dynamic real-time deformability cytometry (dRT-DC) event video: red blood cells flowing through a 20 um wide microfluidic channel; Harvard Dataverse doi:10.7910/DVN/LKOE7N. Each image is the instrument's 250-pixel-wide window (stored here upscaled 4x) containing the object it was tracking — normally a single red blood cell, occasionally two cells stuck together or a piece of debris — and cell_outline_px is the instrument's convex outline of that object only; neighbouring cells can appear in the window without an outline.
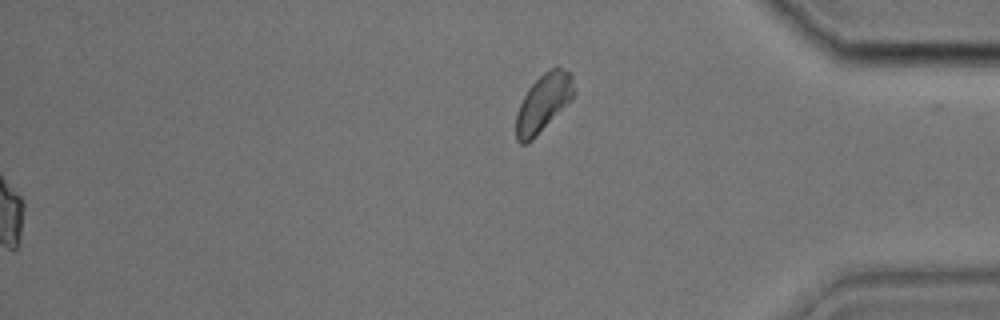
{"species": "common noctule bat (a hibernating species)", "species_latin": "Nyctalus noctula", "temperature_condition": "cold", "stored_images_in_passage": 41, "segment_of_instrument_passage": [2, 2], "camera_frame_rate_fps": 3000, "um_per_image_px": 0.085, "animal": {"sex": "male", "body_mass_g": 17.9, "forearm_length_mm": 54.2}, "frame": {"image": 1, "passage_image": 41, "time_ms": 13.333, "image_size_px": [1000, 320], "cell_outline_px": [[576, 92], [532, 140], [528, 144], [520, 144], [516, 140], [516, 116], [520, 104], [528, 88], [544, 72], [552, 68], [560, 68], [572, 72]], "centroid_in_image_um": [46.17, 8.73], "position_along_channel_um": 389.0, "area_um2": 19.02}}